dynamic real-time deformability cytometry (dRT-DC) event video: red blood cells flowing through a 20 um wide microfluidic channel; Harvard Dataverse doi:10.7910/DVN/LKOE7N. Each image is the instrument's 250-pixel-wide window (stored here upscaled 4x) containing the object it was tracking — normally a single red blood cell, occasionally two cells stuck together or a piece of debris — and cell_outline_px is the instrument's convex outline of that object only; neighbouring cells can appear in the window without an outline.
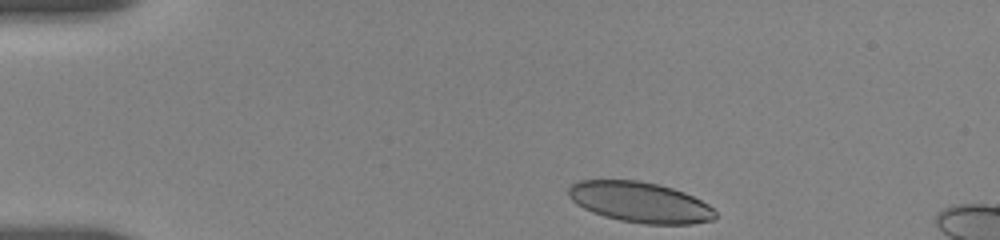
{"species": "human", "species_latin": "Homo sapiens", "temperature_condition": "room temperature", "stored_images_in_passage": 11, "camera_frame_rate_fps": 3000, "um_per_image_px": 0.085, "donor": {"sex": "female"}, "frame": {"image": 1, "passage_image": 1, "time_ms": 0.0, "image_size_px": [1000, 240], "cell_outline_px": [[716, 216], [712, 220], [692, 224], [644, 224], [620, 220], [604, 216], [592, 212], [576, 204], [568, 196], [568, 188], [572, 184], [580, 180], [640, 180], [660, 184], [684, 192], [708, 204], [716, 212]], "centroid_in_image_um": [54.39, 17.18], "position_along_channel_um": 30.6, "area_um2": 34.74}}
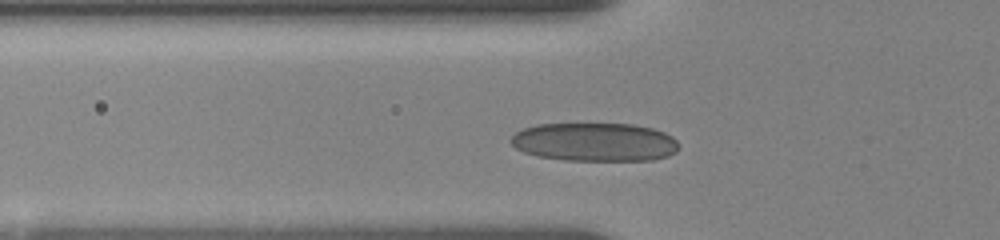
{"frame": {"image": 2, "passage_image": 7, "time_ms": 3.0, "image_size_px": [1000, 240], "cell_outline_px": [[676, 152], [668, 156], [652, 160], [564, 160], [536, 156], [524, 152], [516, 148], [508, 140], [516, 132], [524, 128], [536, 124], [632, 124], [652, 128], [664, 132], [672, 136], [676, 140]], "centroid_in_image_um": [50.52, 12.07], "position_along_channel_um": 75.3, "area_um2": 37.69}}
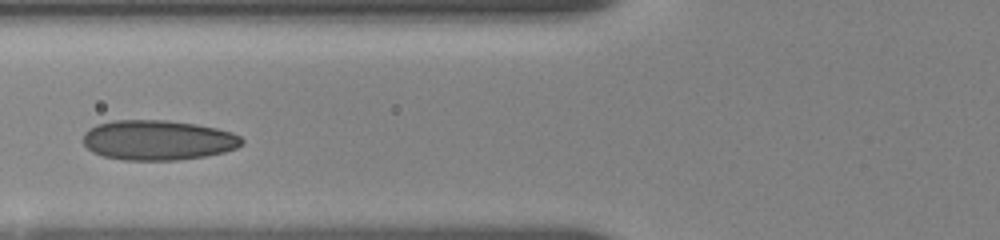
{"frame": {"image": 3, "passage_image": 9, "time_ms": 4.0, "image_size_px": [1000, 240], "cell_outline_px": [[244, 144], [236, 148], [224, 152], [204, 156], [176, 160], [124, 160], [104, 156], [92, 152], [84, 144], [84, 132], [96, 124], [112, 120], [168, 120], [196, 124], [216, 128], [232, 132], [240, 136], [244, 140]], "centroid_in_image_um": [13.43, 11.9], "position_along_channel_um": 112.4, "area_um2": 37.11}}